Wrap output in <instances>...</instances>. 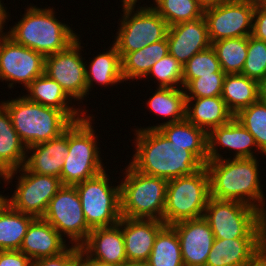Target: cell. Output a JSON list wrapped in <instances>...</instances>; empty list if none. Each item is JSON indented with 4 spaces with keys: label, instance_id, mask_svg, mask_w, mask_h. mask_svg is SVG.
<instances>
[{
    "label": "cell",
    "instance_id": "cell-1",
    "mask_svg": "<svg viewBox=\"0 0 266 266\" xmlns=\"http://www.w3.org/2000/svg\"><path fill=\"white\" fill-rule=\"evenodd\" d=\"M132 159L129 164L138 172L166 180L192 175L205 165L185 146L169 141L158 129H133Z\"/></svg>",
    "mask_w": 266,
    "mask_h": 266
},
{
    "label": "cell",
    "instance_id": "cell-2",
    "mask_svg": "<svg viewBox=\"0 0 266 266\" xmlns=\"http://www.w3.org/2000/svg\"><path fill=\"white\" fill-rule=\"evenodd\" d=\"M231 158L208 160L205 164L210 178V197L242 202L266 217L258 157Z\"/></svg>",
    "mask_w": 266,
    "mask_h": 266
},
{
    "label": "cell",
    "instance_id": "cell-3",
    "mask_svg": "<svg viewBox=\"0 0 266 266\" xmlns=\"http://www.w3.org/2000/svg\"><path fill=\"white\" fill-rule=\"evenodd\" d=\"M24 13L6 35L45 57L66 49L80 35L56 18L54 7L38 8L31 4Z\"/></svg>",
    "mask_w": 266,
    "mask_h": 266
},
{
    "label": "cell",
    "instance_id": "cell-4",
    "mask_svg": "<svg viewBox=\"0 0 266 266\" xmlns=\"http://www.w3.org/2000/svg\"><path fill=\"white\" fill-rule=\"evenodd\" d=\"M1 104L27 148L59 136L73 123L61 110L29 101L24 95Z\"/></svg>",
    "mask_w": 266,
    "mask_h": 266
},
{
    "label": "cell",
    "instance_id": "cell-5",
    "mask_svg": "<svg viewBox=\"0 0 266 266\" xmlns=\"http://www.w3.org/2000/svg\"><path fill=\"white\" fill-rule=\"evenodd\" d=\"M93 118V114H87L68 127L69 151L60 175L62 185L74 186L98 175L106 168L100 155L98 136L92 126L95 121Z\"/></svg>",
    "mask_w": 266,
    "mask_h": 266
},
{
    "label": "cell",
    "instance_id": "cell-6",
    "mask_svg": "<svg viewBox=\"0 0 266 266\" xmlns=\"http://www.w3.org/2000/svg\"><path fill=\"white\" fill-rule=\"evenodd\" d=\"M120 180L121 215L163 221L168 180L142 174L130 164Z\"/></svg>",
    "mask_w": 266,
    "mask_h": 266
},
{
    "label": "cell",
    "instance_id": "cell-7",
    "mask_svg": "<svg viewBox=\"0 0 266 266\" xmlns=\"http://www.w3.org/2000/svg\"><path fill=\"white\" fill-rule=\"evenodd\" d=\"M203 217L215 238H266V217L242 202L210 197Z\"/></svg>",
    "mask_w": 266,
    "mask_h": 266
},
{
    "label": "cell",
    "instance_id": "cell-8",
    "mask_svg": "<svg viewBox=\"0 0 266 266\" xmlns=\"http://www.w3.org/2000/svg\"><path fill=\"white\" fill-rule=\"evenodd\" d=\"M209 198L210 178L206 166L192 175L168 180L163 222L172 226L203 217Z\"/></svg>",
    "mask_w": 266,
    "mask_h": 266
},
{
    "label": "cell",
    "instance_id": "cell-9",
    "mask_svg": "<svg viewBox=\"0 0 266 266\" xmlns=\"http://www.w3.org/2000/svg\"><path fill=\"white\" fill-rule=\"evenodd\" d=\"M126 5L113 44L121 58L167 37L168 23L150 6Z\"/></svg>",
    "mask_w": 266,
    "mask_h": 266
},
{
    "label": "cell",
    "instance_id": "cell-10",
    "mask_svg": "<svg viewBox=\"0 0 266 266\" xmlns=\"http://www.w3.org/2000/svg\"><path fill=\"white\" fill-rule=\"evenodd\" d=\"M106 169L98 175L74 185L81 200L88 227H110L118 224L121 215L120 184L109 182ZM111 183V184H109Z\"/></svg>",
    "mask_w": 266,
    "mask_h": 266
},
{
    "label": "cell",
    "instance_id": "cell-11",
    "mask_svg": "<svg viewBox=\"0 0 266 266\" xmlns=\"http://www.w3.org/2000/svg\"><path fill=\"white\" fill-rule=\"evenodd\" d=\"M17 173H20L17 176ZM18 180L11 197H7L8 204L21 213L35 218H42L48 203L63 186L59 177L30 172L25 166L8 172L3 182L10 184L13 178Z\"/></svg>",
    "mask_w": 266,
    "mask_h": 266
},
{
    "label": "cell",
    "instance_id": "cell-12",
    "mask_svg": "<svg viewBox=\"0 0 266 266\" xmlns=\"http://www.w3.org/2000/svg\"><path fill=\"white\" fill-rule=\"evenodd\" d=\"M42 219L51 224L71 245L81 246L91 229L86 223L75 186L63 185L48 203Z\"/></svg>",
    "mask_w": 266,
    "mask_h": 266
},
{
    "label": "cell",
    "instance_id": "cell-13",
    "mask_svg": "<svg viewBox=\"0 0 266 266\" xmlns=\"http://www.w3.org/2000/svg\"><path fill=\"white\" fill-rule=\"evenodd\" d=\"M82 48L78 36L66 49L45 57V74L55 80L77 104L87 97L86 61H83Z\"/></svg>",
    "mask_w": 266,
    "mask_h": 266
},
{
    "label": "cell",
    "instance_id": "cell-14",
    "mask_svg": "<svg viewBox=\"0 0 266 266\" xmlns=\"http://www.w3.org/2000/svg\"><path fill=\"white\" fill-rule=\"evenodd\" d=\"M45 73V56L23 45L9 36L0 37V80L8 88L19 83L26 88L35 78Z\"/></svg>",
    "mask_w": 266,
    "mask_h": 266
},
{
    "label": "cell",
    "instance_id": "cell-15",
    "mask_svg": "<svg viewBox=\"0 0 266 266\" xmlns=\"http://www.w3.org/2000/svg\"><path fill=\"white\" fill-rule=\"evenodd\" d=\"M255 7L241 0H229L204 11L211 43L252 34Z\"/></svg>",
    "mask_w": 266,
    "mask_h": 266
},
{
    "label": "cell",
    "instance_id": "cell-16",
    "mask_svg": "<svg viewBox=\"0 0 266 266\" xmlns=\"http://www.w3.org/2000/svg\"><path fill=\"white\" fill-rule=\"evenodd\" d=\"M207 141L208 160L223 159L224 155L219 151L224 149L229 153L233 150V158H251L256 157L257 152H260V155L262 153L253 135L235 117L227 124L211 129L207 133ZM220 147H223L222 150Z\"/></svg>",
    "mask_w": 266,
    "mask_h": 266
},
{
    "label": "cell",
    "instance_id": "cell-17",
    "mask_svg": "<svg viewBox=\"0 0 266 266\" xmlns=\"http://www.w3.org/2000/svg\"><path fill=\"white\" fill-rule=\"evenodd\" d=\"M184 266H205L215 236L204 217L175 223Z\"/></svg>",
    "mask_w": 266,
    "mask_h": 266
},
{
    "label": "cell",
    "instance_id": "cell-18",
    "mask_svg": "<svg viewBox=\"0 0 266 266\" xmlns=\"http://www.w3.org/2000/svg\"><path fill=\"white\" fill-rule=\"evenodd\" d=\"M122 229L128 266L146 263L158 233L166 226L156 219L125 218L118 222Z\"/></svg>",
    "mask_w": 266,
    "mask_h": 266
},
{
    "label": "cell",
    "instance_id": "cell-19",
    "mask_svg": "<svg viewBox=\"0 0 266 266\" xmlns=\"http://www.w3.org/2000/svg\"><path fill=\"white\" fill-rule=\"evenodd\" d=\"M166 39L169 54L182 65L212 44L204 16L170 26Z\"/></svg>",
    "mask_w": 266,
    "mask_h": 266
},
{
    "label": "cell",
    "instance_id": "cell-20",
    "mask_svg": "<svg viewBox=\"0 0 266 266\" xmlns=\"http://www.w3.org/2000/svg\"><path fill=\"white\" fill-rule=\"evenodd\" d=\"M80 247L92 260L103 266H128L124 236L118 224L92 229Z\"/></svg>",
    "mask_w": 266,
    "mask_h": 266
},
{
    "label": "cell",
    "instance_id": "cell-21",
    "mask_svg": "<svg viewBox=\"0 0 266 266\" xmlns=\"http://www.w3.org/2000/svg\"><path fill=\"white\" fill-rule=\"evenodd\" d=\"M69 151L68 128L47 142L27 148L24 166L33 173L59 177Z\"/></svg>",
    "mask_w": 266,
    "mask_h": 266
},
{
    "label": "cell",
    "instance_id": "cell-22",
    "mask_svg": "<svg viewBox=\"0 0 266 266\" xmlns=\"http://www.w3.org/2000/svg\"><path fill=\"white\" fill-rule=\"evenodd\" d=\"M66 244L59 232L42 218H35L28 226L20 251L31 260L54 257L66 251Z\"/></svg>",
    "mask_w": 266,
    "mask_h": 266
},
{
    "label": "cell",
    "instance_id": "cell-23",
    "mask_svg": "<svg viewBox=\"0 0 266 266\" xmlns=\"http://www.w3.org/2000/svg\"><path fill=\"white\" fill-rule=\"evenodd\" d=\"M25 89L27 94L24 96L29 101L61 110L72 122L81 120L87 115L82 107H74L72 99L62 87L45 73L35 78Z\"/></svg>",
    "mask_w": 266,
    "mask_h": 266
},
{
    "label": "cell",
    "instance_id": "cell-24",
    "mask_svg": "<svg viewBox=\"0 0 266 266\" xmlns=\"http://www.w3.org/2000/svg\"><path fill=\"white\" fill-rule=\"evenodd\" d=\"M266 238H215L205 266H245Z\"/></svg>",
    "mask_w": 266,
    "mask_h": 266
},
{
    "label": "cell",
    "instance_id": "cell-25",
    "mask_svg": "<svg viewBox=\"0 0 266 266\" xmlns=\"http://www.w3.org/2000/svg\"><path fill=\"white\" fill-rule=\"evenodd\" d=\"M185 118L208 133L211 129L230 122L234 115L222 97L216 96L186 98Z\"/></svg>",
    "mask_w": 266,
    "mask_h": 266
},
{
    "label": "cell",
    "instance_id": "cell-26",
    "mask_svg": "<svg viewBox=\"0 0 266 266\" xmlns=\"http://www.w3.org/2000/svg\"><path fill=\"white\" fill-rule=\"evenodd\" d=\"M27 147L13 127L11 116L0 103V169L6 174L24 166Z\"/></svg>",
    "mask_w": 266,
    "mask_h": 266
},
{
    "label": "cell",
    "instance_id": "cell-27",
    "mask_svg": "<svg viewBox=\"0 0 266 266\" xmlns=\"http://www.w3.org/2000/svg\"><path fill=\"white\" fill-rule=\"evenodd\" d=\"M108 51H103L94 56L89 65L85 66L87 95L92 91L94 82L98 85L109 87L115 84L124 83L122 75L121 56L114 44L107 48Z\"/></svg>",
    "mask_w": 266,
    "mask_h": 266
},
{
    "label": "cell",
    "instance_id": "cell-28",
    "mask_svg": "<svg viewBox=\"0 0 266 266\" xmlns=\"http://www.w3.org/2000/svg\"><path fill=\"white\" fill-rule=\"evenodd\" d=\"M169 141L185 146L204 165L208 162L207 132L190 123L186 118L182 121L162 124L157 128Z\"/></svg>",
    "mask_w": 266,
    "mask_h": 266
},
{
    "label": "cell",
    "instance_id": "cell-29",
    "mask_svg": "<svg viewBox=\"0 0 266 266\" xmlns=\"http://www.w3.org/2000/svg\"><path fill=\"white\" fill-rule=\"evenodd\" d=\"M152 96L146 102L150 112H154L155 115L163 116L168 121L163 123H157L145 128L136 129H157L162 124L173 123L182 121L185 119L186 110V96L184 88H162L157 87Z\"/></svg>",
    "mask_w": 266,
    "mask_h": 266
},
{
    "label": "cell",
    "instance_id": "cell-30",
    "mask_svg": "<svg viewBox=\"0 0 266 266\" xmlns=\"http://www.w3.org/2000/svg\"><path fill=\"white\" fill-rule=\"evenodd\" d=\"M168 53V42L166 38L147 45L140 50L126 53L121 58L124 81L144 79L155 62H158Z\"/></svg>",
    "mask_w": 266,
    "mask_h": 266
},
{
    "label": "cell",
    "instance_id": "cell-31",
    "mask_svg": "<svg viewBox=\"0 0 266 266\" xmlns=\"http://www.w3.org/2000/svg\"><path fill=\"white\" fill-rule=\"evenodd\" d=\"M259 82L241 73L226 74L221 97L235 116L241 109L258 101Z\"/></svg>",
    "mask_w": 266,
    "mask_h": 266
},
{
    "label": "cell",
    "instance_id": "cell-32",
    "mask_svg": "<svg viewBox=\"0 0 266 266\" xmlns=\"http://www.w3.org/2000/svg\"><path fill=\"white\" fill-rule=\"evenodd\" d=\"M34 216L13 209L8 203L0 211V251L20 250Z\"/></svg>",
    "mask_w": 266,
    "mask_h": 266
},
{
    "label": "cell",
    "instance_id": "cell-33",
    "mask_svg": "<svg viewBox=\"0 0 266 266\" xmlns=\"http://www.w3.org/2000/svg\"><path fill=\"white\" fill-rule=\"evenodd\" d=\"M146 263L149 266H184L180 241L171 226L166 225L158 233Z\"/></svg>",
    "mask_w": 266,
    "mask_h": 266
},
{
    "label": "cell",
    "instance_id": "cell-34",
    "mask_svg": "<svg viewBox=\"0 0 266 266\" xmlns=\"http://www.w3.org/2000/svg\"><path fill=\"white\" fill-rule=\"evenodd\" d=\"M211 46L225 74L242 72L247 57L248 36L222 39L212 42Z\"/></svg>",
    "mask_w": 266,
    "mask_h": 266
},
{
    "label": "cell",
    "instance_id": "cell-35",
    "mask_svg": "<svg viewBox=\"0 0 266 266\" xmlns=\"http://www.w3.org/2000/svg\"><path fill=\"white\" fill-rule=\"evenodd\" d=\"M151 7L168 23L169 27L203 17L204 10L197 0H153Z\"/></svg>",
    "mask_w": 266,
    "mask_h": 266
},
{
    "label": "cell",
    "instance_id": "cell-36",
    "mask_svg": "<svg viewBox=\"0 0 266 266\" xmlns=\"http://www.w3.org/2000/svg\"><path fill=\"white\" fill-rule=\"evenodd\" d=\"M234 117L253 135L258 149L266 156V105L258 100Z\"/></svg>",
    "mask_w": 266,
    "mask_h": 266
},
{
    "label": "cell",
    "instance_id": "cell-37",
    "mask_svg": "<svg viewBox=\"0 0 266 266\" xmlns=\"http://www.w3.org/2000/svg\"><path fill=\"white\" fill-rule=\"evenodd\" d=\"M224 73L217 59L215 50L211 47L196 53L183 65V88L192 80L200 76Z\"/></svg>",
    "mask_w": 266,
    "mask_h": 266
},
{
    "label": "cell",
    "instance_id": "cell-38",
    "mask_svg": "<svg viewBox=\"0 0 266 266\" xmlns=\"http://www.w3.org/2000/svg\"><path fill=\"white\" fill-rule=\"evenodd\" d=\"M149 76L159 82H156L158 87L183 88V65L169 53L155 62L144 78Z\"/></svg>",
    "mask_w": 266,
    "mask_h": 266
},
{
    "label": "cell",
    "instance_id": "cell-39",
    "mask_svg": "<svg viewBox=\"0 0 266 266\" xmlns=\"http://www.w3.org/2000/svg\"><path fill=\"white\" fill-rule=\"evenodd\" d=\"M241 74L258 82L266 80V42L248 36L247 57Z\"/></svg>",
    "mask_w": 266,
    "mask_h": 266
},
{
    "label": "cell",
    "instance_id": "cell-40",
    "mask_svg": "<svg viewBox=\"0 0 266 266\" xmlns=\"http://www.w3.org/2000/svg\"><path fill=\"white\" fill-rule=\"evenodd\" d=\"M225 73H212L192 79L185 87L186 98L221 96Z\"/></svg>",
    "mask_w": 266,
    "mask_h": 266
},
{
    "label": "cell",
    "instance_id": "cell-41",
    "mask_svg": "<svg viewBox=\"0 0 266 266\" xmlns=\"http://www.w3.org/2000/svg\"><path fill=\"white\" fill-rule=\"evenodd\" d=\"M80 246L71 245L62 254L37 260H31L30 266H74Z\"/></svg>",
    "mask_w": 266,
    "mask_h": 266
},
{
    "label": "cell",
    "instance_id": "cell-42",
    "mask_svg": "<svg viewBox=\"0 0 266 266\" xmlns=\"http://www.w3.org/2000/svg\"><path fill=\"white\" fill-rule=\"evenodd\" d=\"M31 259L20 250H1L0 266H30Z\"/></svg>",
    "mask_w": 266,
    "mask_h": 266
},
{
    "label": "cell",
    "instance_id": "cell-43",
    "mask_svg": "<svg viewBox=\"0 0 266 266\" xmlns=\"http://www.w3.org/2000/svg\"><path fill=\"white\" fill-rule=\"evenodd\" d=\"M251 36L266 42V7H255Z\"/></svg>",
    "mask_w": 266,
    "mask_h": 266
},
{
    "label": "cell",
    "instance_id": "cell-44",
    "mask_svg": "<svg viewBox=\"0 0 266 266\" xmlns=\"http://www.w3.org/2000/svg\"><path fill=\"white\" fill-rule=\"evenodd\" d=\"M245 266H266V242L263 246L251 257Z\"/></svg>",
    "mask_w": 266,
    "mask_h": 266
},
{
    "label": "cell",
    "instance_id": "cell-45",
    "mask_svg": "<svg viewBox=\"0 0 266 266\" xmlns=\"http://www.w3.org/2000/svg\"><path fill=\"white\" fill-rule=\"evenodd\" d=\"M74 266H103L100 262L92 260L81 249L77 252Z\"/></svg>",
    "mask_w": 266,
    "mask_h": 266
},
{
    "label": "cell",
    "instance_id": "cell-46",
    "mask_svg": "<svg viewBox=\"0 0 266 266\" xmlns=\"http://www.w3.org/2000/svg\"><path fill=\"white\" fill-rule=\"evenodd\" d=\"M0 0V37L6 35L3 29L6 23V20H9L8 17L10 16L9 12L7 11L6 7L3 6V2ZM8 12V13H7Z\"/></svg>",
    "mask_w": 266,
    "mask_h": 266
},
{
    "label": "cell",
    "instance_id": "cell-47",
    "mask_svg": "<svg viewBox=\"0 0 266 266\" xmlns=\"http://www.w3.org/2000/svg\"><path fill=\"white\" fill-rule=\"evenodd\" d=\"M227 1L229 0H197L198 4L204 11L224 4Z\"/></svg>",
    "mask_w": 266,
    "mask_h": 266
},
{
    "label": "cell",
    "instance_id": "cell-48",
    "mask_svg": "<svg viewBox=\"0 0 266 266\" xmlns=\"http://www.w3.org/2000/svg\"><path fill=\"white\" fill-rule=\"evenodd\" d=\"M258 100L266 105V80L259 82Z\"/></svg>",
    "mask_w": 266,
    "mask_h": 266
},
{
    "label": "cell",
    "instance_id": "cell-49",
    "mask_svg": "<svg viewBox=\"0 0 266 266\" xmlns=\"http://www.w3.org/2000/svg\"><path fill=\"white\" fill-rule=\"evenodd\" d=\"M254 7H266V0H241Z\"/></svg>",
    "mask_w": 266,
    "mask_h": 266
},
{
    "label": "cell",
    "instance_id": "cell-50",
    "mask_svg": "<svg viewBox=\"0 0 266 266\" xmlns=\"http://www.w3.org/2000/svg\"><path fill=\"white\" fill-rule=\"evenodd\" d=\"M7 196H3V194L0 193V211L4 208V206L8 203Z\"/></svg>",
    "mask_w": 266,
    "mask_h": 266
},
{
    "label": "cell",
    "instance_id": "cell-51",
    "mask_svg": "<svg viewBox=\"0 0 266 266\" xmlns=\"http://www.w3.org/2000/svg\"><path fill=\"white\" fill-rule=\"evenodd\" d=\"M122 6H126V5H139L136 4L139 2V0H122Z\"/></svg>",
    "mask_w": 266,
    "mask_h": 266
},
{
    "label": "cell",
    "instance_id": "cell-52",
    "mask_svg": "<svg viewBox=\"0 0 266 266\" xmlns=\"http://www.w3.org/2000/svg\"><path fill=\"white\" fill-rule=\"evenodd\" d=\"M5 173L0 169V179L4 180L5 178ZM1 181V180H0Z\"/></svg>",
    "mask_w": 266,
    "mask_h": 266
},
{
    "label": "cell",
    "instance_id": "cell-53",
    "mask_svg": "<svg viewBox=\"0 0 266 266\" xmlns=\"http://www.w3.org/2000/svg\"><path fill=\"white\" fill-rule=\"evenodd\" d=\"M130 266H149L147 263H138V264H133Z\"/></svg>",
    "mask_w": 266,
    "mask_h": 266
}]
</instances>
